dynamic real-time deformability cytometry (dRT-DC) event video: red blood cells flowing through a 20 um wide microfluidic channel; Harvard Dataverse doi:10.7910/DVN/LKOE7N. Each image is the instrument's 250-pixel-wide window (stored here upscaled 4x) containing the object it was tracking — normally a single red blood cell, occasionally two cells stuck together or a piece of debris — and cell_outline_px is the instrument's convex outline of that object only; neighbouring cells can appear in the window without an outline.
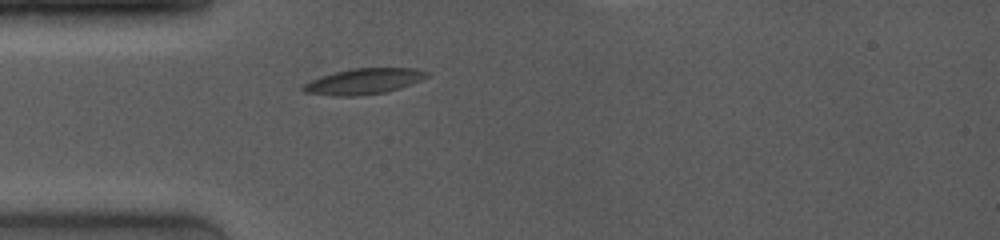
{"species": "common noctule bat (a hibernating species)", "species_latin": "Nyctalus noctula", "temperature_condition": "room temperature", "stored_images_in_passage": 1, "camera_frame_rate_fps": 4000, "um_per_image_px": 0.085, "animal": {"sex": "female", "body_mass_g": 19.0, "forearm_length_mm": 53.3}, "frame": {"image": 1, "passage_image": 1, "time_ms": 0.0, "image_size_px": [1000, 240], "cell_outline_px": [[428, 76], [420, 80], [400, 88], [388, 92], [360, 96], [332, 96], [304, 92], [300, 88], [304, 84], [320, 76], [352, 68], [416, 68], [428, 72]], "centroid_in_image_um": [30.9, 6.92], "position_along_channel_um": 54.1, "area_um2": 18.61}}